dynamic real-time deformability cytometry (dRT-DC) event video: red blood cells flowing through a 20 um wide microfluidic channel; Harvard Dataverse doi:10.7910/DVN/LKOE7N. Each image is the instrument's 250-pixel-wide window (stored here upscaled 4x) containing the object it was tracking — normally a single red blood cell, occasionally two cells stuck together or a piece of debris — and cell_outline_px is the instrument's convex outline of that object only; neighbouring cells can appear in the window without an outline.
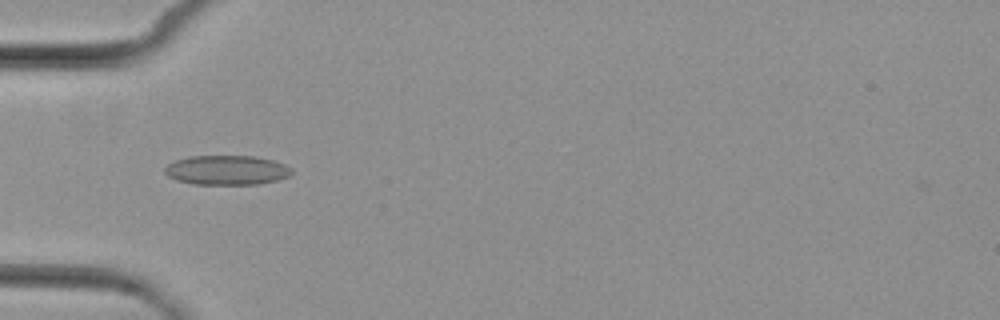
{"species": "common noctule bat (a hibernating species)", "species_latin": "Nyctalus noctula", "temperature_condition": "cold", "stored_images_in_passage": 4, "camera_frame_rate_fps": 3000, "um_per_image_px": 0.085, "animal": {"sex": "female", "body_mass_g": 29.2, "forearm_length_mm": 56.3}, "frame": {"image": 1, "passage_image": 2, "time_ms": 1.0, "image_size_px": [1000, 320], "cell_outline_px": [[292, 172], [288, 176], [276, 180], [260, 184], [192, 184], [176, 180], [168, 176], [164, 172], [164, 168], [168, 164], [176, 160], [188, 156], [256, 156], [272, 160], [284, 164], [292, 168]], "centroid_in_image_um": [19.25, 14.46], "position_along_channel_um": 65.7, "area_um2": 21.85}}
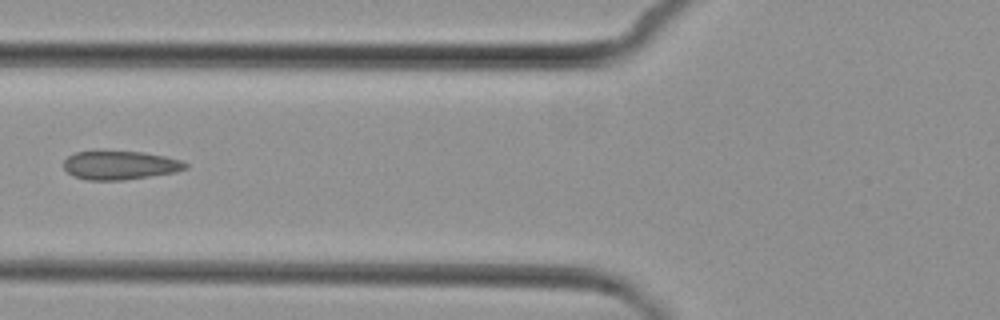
{"frame": {"image": 2, "passage_image": 3, "time_ms": 2.333, "image_size_px": [1000, 320], "cell_outline_px": [[188, 168], [176, 172], [124, 180], [88, 180], [72, 176], [64, 168], [64, 160], [68, 156], [76, 152], [144, 152], [164, 156], [180, 160], [188, 164]], "centroid_in_image_um": [10.21, 14.06], "position_along_channel_um": 115.6, "area_um2": 20.17}}
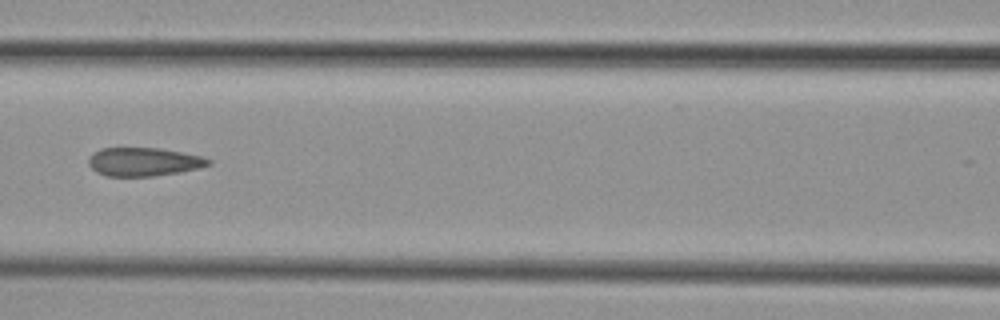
{"frame": {"image": 3, "passage_image": 4, "time_ms": 3.333, "image_size_px": [1000, 320], "cell_outline_px": [[212, 164], [200, 168], [180, 172], [152, 176], [104, 176], [96, 172], [88, 164], [88, 156], [92, 152], [100, 148], [160, 148], [200, 156], [212, 160]], "centroid_in_image_um": [12.18, 13.75], "position_along_channel_um": 154.4, "area_um2": 20.06}}